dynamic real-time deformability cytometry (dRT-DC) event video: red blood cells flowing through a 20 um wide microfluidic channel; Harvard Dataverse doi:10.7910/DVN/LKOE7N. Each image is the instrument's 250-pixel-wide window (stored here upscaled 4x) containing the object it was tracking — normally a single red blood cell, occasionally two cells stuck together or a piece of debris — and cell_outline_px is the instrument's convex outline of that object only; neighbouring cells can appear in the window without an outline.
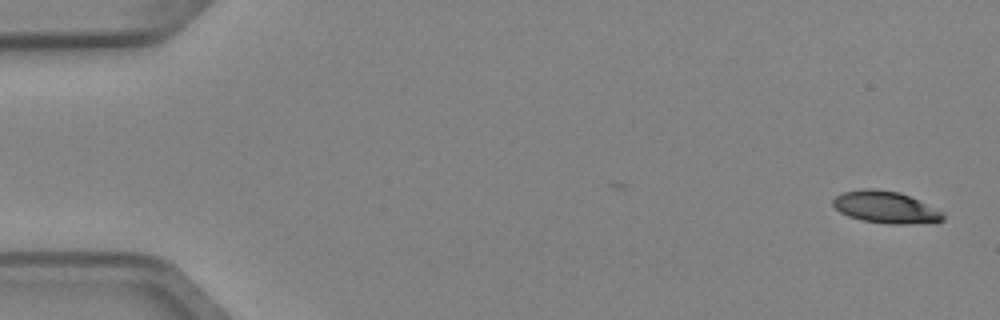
{"species": "Egyptian fruit bat (a non-hibernating species)", "species_latin": "Rousettus aegyptiacus", "temperature_condition": "cold", "stored_images_in_passage": 5, "camera_frame_rate_fps": 3000, "um_per_image_px": 0.085, "animal": {"sex": "female"}, "frame": {"image": 1, "passage_image": 1, "time_ms": 0.0, "image_size_px": [1000, 320], "cell_outline_px": [[944, 220], [908, 224], [888, 224], [864, 220], [848, 216], [840, 212], [832, 204], [832, 200], [836, 196], [844, 192], [864, 188], [872, 188], [900, 192], [944, 212]], "centroid_in_image_um": [75.26, 17.61], "position_along_channel_um": 9.7, "area_um2": 20.29}}
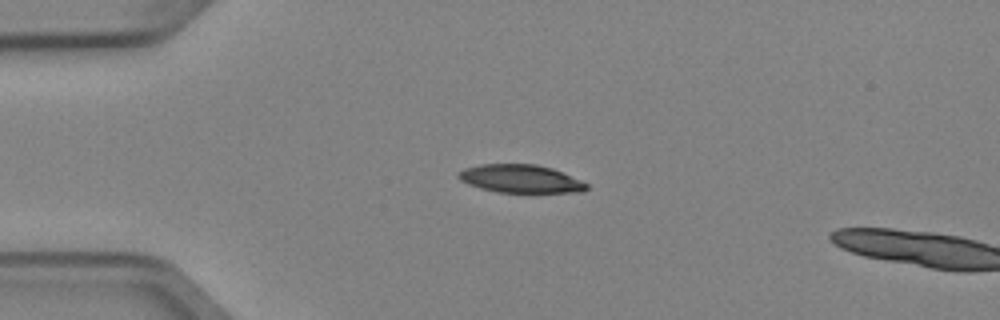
{"frame": {"image": 2, "passage_image": 4, "time_ms": 1.0, "image_size_px": [1000, 320], "cell_outline_px": [[588, 188], [584, 192], [496, 192], [480, 188], [468, 184], [460, 180], [456, 176], [464, 168], [480, 164], [536, 164], [552, 168], [580, 180], [588, 184]], "centroid_in_image_um": [44.23, 15.19], "position_along_channel_um": 40.8, "area_um2": 20.92}}